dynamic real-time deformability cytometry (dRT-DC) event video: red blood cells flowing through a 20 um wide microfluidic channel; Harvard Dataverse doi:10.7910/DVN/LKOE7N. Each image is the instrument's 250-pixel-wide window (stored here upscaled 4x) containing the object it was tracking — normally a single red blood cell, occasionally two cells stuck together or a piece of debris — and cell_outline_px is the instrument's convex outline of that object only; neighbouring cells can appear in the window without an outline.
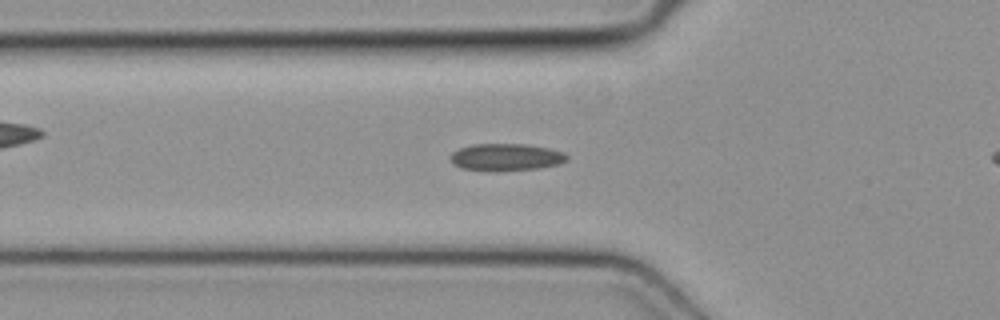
{"species": "common noctule bat (a hibernating species)", "species_latin": "Nyctalus noctula", "temperature_condition": "cold", "stored_images_in_passage": 35, "camera_frame_rate_fps": 3000, "um_per_image_px": 0.085, "animal": {"sex": "female", "body_mass_g": 19.3, "forearm_length_mm": 54.1}, "frame": {"image": 1, "passage_image": 9, "time_ms": 2.667, "image_size_px": [1000, 320], "cell_outline_px": [[568, 160], [560, 164], [540, 168], [500, 172], [484, 172], [464, 168], [452, 164], [448, 156], [452, 152], [460, 148], [472, 144], [524, 144], [548, 148], [564, 152], [568, 156]], "centroid_in_image_um": [42.99, 13.38], "position_along_channel_um": 82.8, "area_um2": 18.96}}
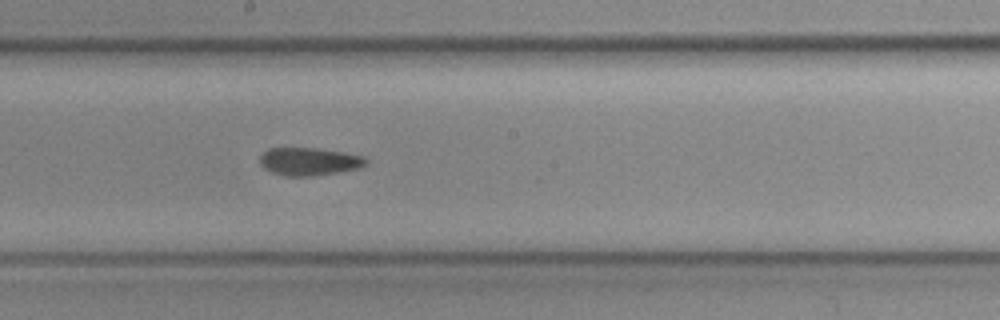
{"frame": {"image": 2, "passage_image": 19, "time_ms": 6.0, "image_size_px": [1000, 320], "cell_outline_px": [[368, 164], [360, 168], [312, 176], [284, 176], [272, 172], [264, 168], [260, 164], [260, 156], [268, 148], [316, 148], [344, 152], [364, 156], [368, 160]], "centroid_in_image_um": [26.3, 13.72], "position_along_channel_um": 221.9, "area_um2": 17.28}}
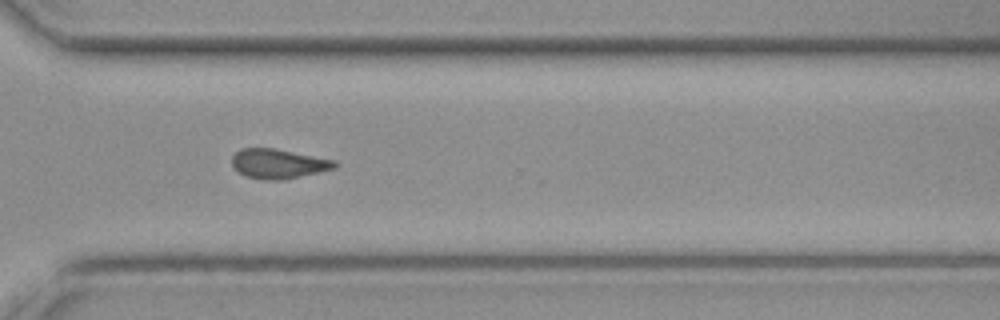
{"frame": {"image": 3, "passage_image": 28, "time_ms": 9.0, "image_size_px": [1000, 320], "cell_outline_px": [[340, 164], [336, 168], [284, 180], [264, 180], [244, 176], [232, 164], [232, 156], [240, 148], [272, 148], [336, 160]], "centroid_in_image_um": [23.68, 13.92], "position_along_channel_um": 346.9, "area_um2": 17.74}}